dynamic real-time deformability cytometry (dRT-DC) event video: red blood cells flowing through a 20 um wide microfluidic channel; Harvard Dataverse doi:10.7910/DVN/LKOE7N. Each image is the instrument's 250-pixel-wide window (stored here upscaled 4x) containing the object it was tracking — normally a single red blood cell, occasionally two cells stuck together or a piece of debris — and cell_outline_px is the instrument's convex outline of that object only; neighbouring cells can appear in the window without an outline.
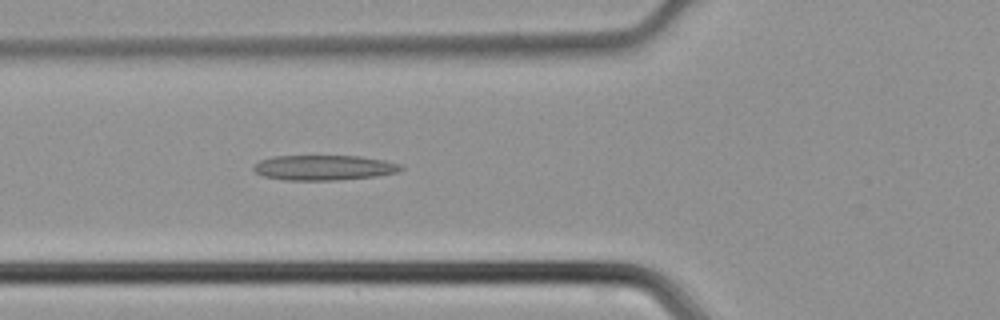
{"species": "common noctule bat (a hibernating species)", "species_latin": "Nyctalus noctula", "temperature_condition": "cold", "stored_images_in_passage": 40, "camera_frame_rate_fps": 3000, "um_per_image_px": 0.085, "animal": {"sex": "male", "body_mass_g": 21.5, "forearm_length_mm": 52.0}, "frame": {"image": 1, "passage_image": 11, "time_ms": 3.333, "image_size_px": [1000, 320], "cell_outline_px": [[404, 168], [396, 172], [376, 176], [336, 180], [284, 180], [264, 176], [256, 172], [252, 168], [252, 164], [260, 160], [272, 156], [360, 156], [384, 160], [400, 164]], "centroid_in_image_um": [27.49, 14.24], "position_along_channel_um": 98.3, "area_um2": 21.56}}
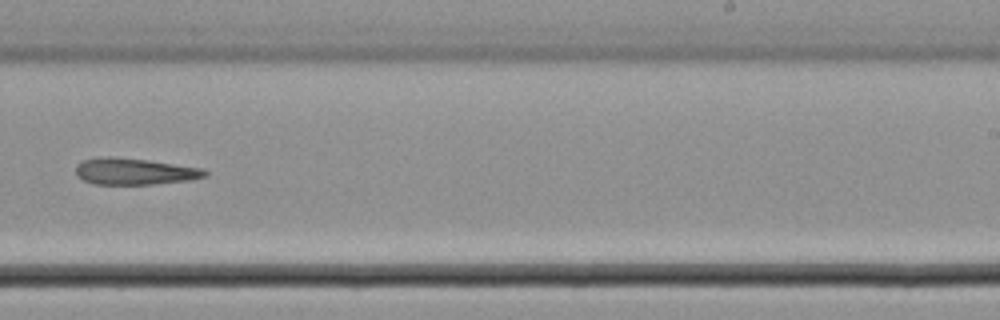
{"frame": {"image": 2, "passage_image": 23, "time_ms": 7.333, "image_size_px": [1000, 320], "cell_outline_px": [[208, 176], [192, 180], [152, 184], [96, 184], [84, 180], [76, 176], [76, 164], [84, 160], [100, 156], [112, 156], [148, 160], [204, 168], [208, 172]], "centroid_in_image_um": [11.46, 14.56], "position_along_channel_um": 277.5, "area_um2": 20.17}}
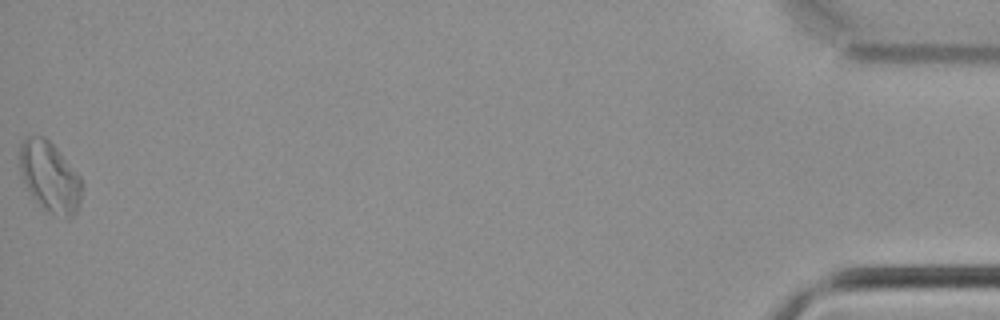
{"frame": {"image": 3, "passage_image": 40, "time_ms": 13.0, "image_size_px": [1000, 320], "cell_outline_px": [[84, 184], [80, 200], [76, 212], [68, 220], [48, 212], [36, 200], [28, 188], [24, 180], [20, 168], [20, 144], [28, 136], [44, 136], [56, 148], [80, 176]], "centroid_in_image_um": [4.27, 15.05], "position_along_channel_um": 430.9, "area_um2": 25.2}}